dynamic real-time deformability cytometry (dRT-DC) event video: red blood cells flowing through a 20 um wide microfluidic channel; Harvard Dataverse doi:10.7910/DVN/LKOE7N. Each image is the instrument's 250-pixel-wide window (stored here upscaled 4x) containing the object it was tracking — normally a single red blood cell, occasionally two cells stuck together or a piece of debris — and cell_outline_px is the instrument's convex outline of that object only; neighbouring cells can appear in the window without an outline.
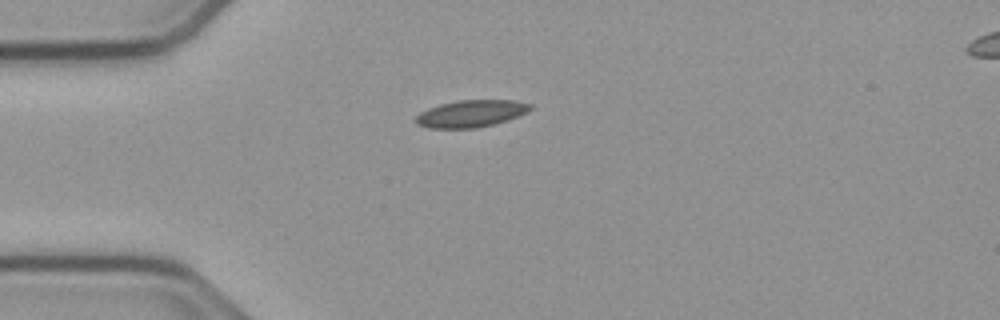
{"species": "common noctule bat (a hibernating species)", "species_latin": "Nyctalus noctula", "temperature_condition": "cold", "stored_images_in_passage": 41, "camera_frame_rate_fps": 3000, "um_per_image_px": 0.085, "animal": {"sex": "male", "body_mass_g": 23.1, "forearm_length_mm": 52.7}, "frame": {"image": 1, "passage_image": 1, "time_ms": 0.0, "image_size_px": [1000, 320], "cell_outline_px": [[532, 108], [528, 112], [508, 120], [476, 128], [428, 128], [416, 124], [412, 120], [420, 112], [428, 108], [440, 104], [456, 100], [516, 100], [532, 104]], "centroid_in_image_um": [40.01, 9.65], "position_along_channel_um": 45.0, "area_um2": 18.26}}
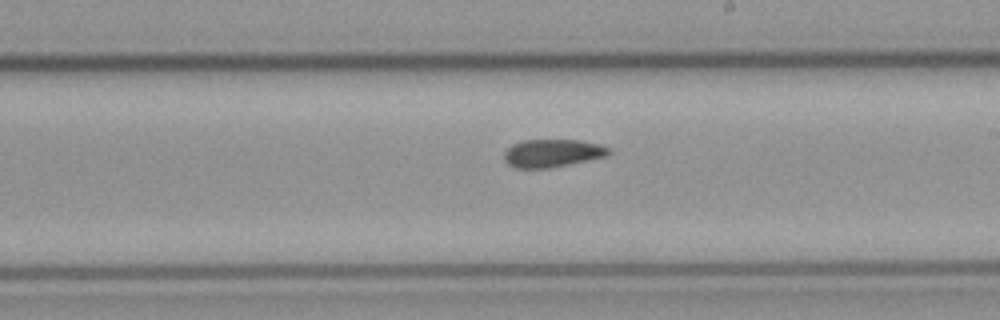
{"frame": {"image": 2, "passage_image": 18, "time_ms": 5.667, "image_size_px": [1000, 320], "cell_outline_px": [[612, 152], [604, 156], [548, 168], [516, 168], [508, 164], [504, 160], [504, 152], [512, 144], [524, 140], [580, 140], [600, 144], [612, 148]], "centroid_in_image_um": [46.94, 13.0], "position_along_channel_um": 242.1, "area_um2": 16.88}}
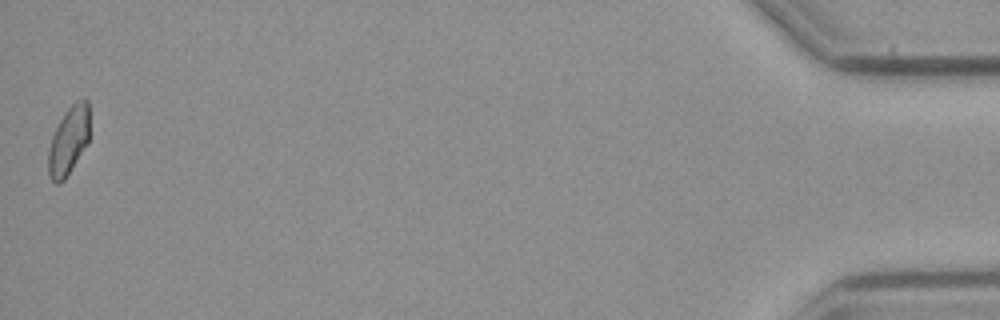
{"frame": {"image": 3, "passage_image": 41, "time_ms": 13.333, "image_size_px": [1000, 320], "cell_outline_px": [[88, 144], [64, 180], [60, 184], [56, 184], [52, 180], [48, 172], [48, 148], [52, 136], [64, 112], [76, 100], [84, 96], [88, 100]], "centroid_in_image_um": [5.83, 11.94], "position_along_channel_um": 429.4, "area_um2": 16.47}, "authors_computed_cell_mechanics": {"area_um2": 17.1666, "velocity_mm_per_s": 3.7755, "shape_relaxation_time_tau1_ms": null, "shape_relaxation_time_tau2_ms": 2.9464, "deformation_change_tau1": null, "deformation_change_tau2": 0.0817}}